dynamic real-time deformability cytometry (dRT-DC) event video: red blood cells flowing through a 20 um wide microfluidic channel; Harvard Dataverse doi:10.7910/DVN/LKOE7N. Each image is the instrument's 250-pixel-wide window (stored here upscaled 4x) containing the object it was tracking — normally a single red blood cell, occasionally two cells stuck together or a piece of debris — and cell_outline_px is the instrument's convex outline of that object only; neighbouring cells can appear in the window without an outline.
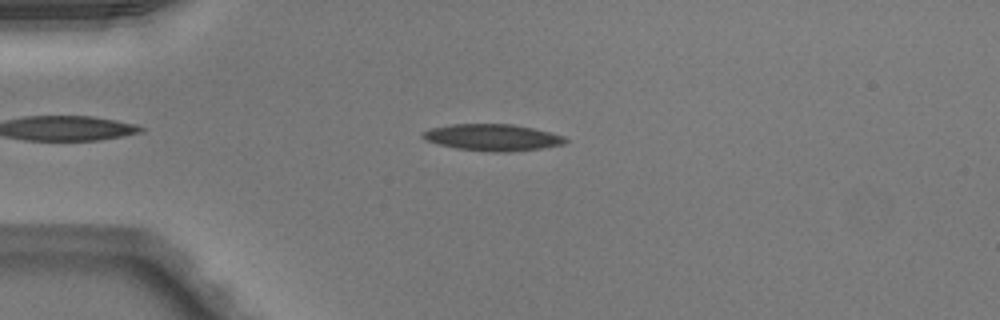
{"species": "Egyptian fruit bat (a non-hibernating species)", "species_latin": "Rousettus aegyptiacus", "temperature_condition": "warm", "stored_images_in_passage": 44, "camera_frame_rate_fps": 3000, "um_per_image_px": 0.085, "animal": {"sex": "male"}, "frame": {"image": 1, "passage_image": 7, "time_ms": 2.0, "image_size_px": [1000, 320], "cell_outline_px": [[568, 140], [564, 144], [540, 148], [512, 152], [492, 152], [456, 148], [424, 140], [420, 136], [420, 132], [432, 128], [448, 124], [512, 124], [532, 128], [564, 136]], "centroid_in_image_um": [41.82, 11.68], "position_along_channel_um": 43.2, "area_um2": 22.14}}
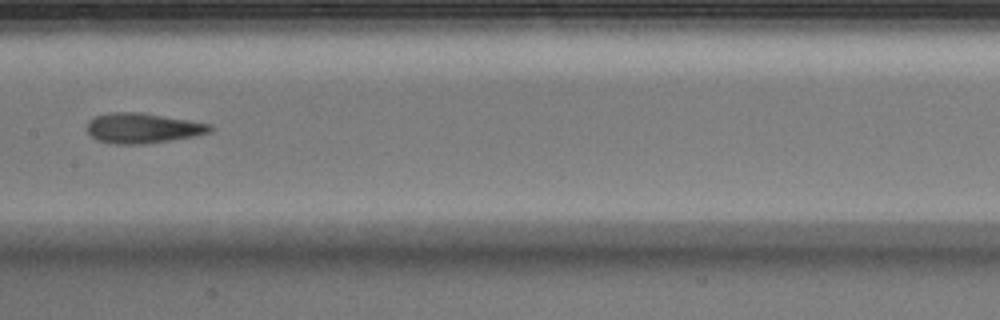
{"frame": {"image": 2, "passage_image": 20, "time_ms": 6.333, "image_size_px": [1000, 320], "cell_outline_px": [[212, 128], [208, 132], [196, 136], [172, 140], [140, 144], [116, 144], [96, 140], [88, 132], [88, 124], [96, 116], [112, 112], [132, 112], [188, 120], [212, 124]], "centroid_in_image_um": [12.14, 10.91], "position_along_channel_um": 195.3, "area_um2": 21.1}}
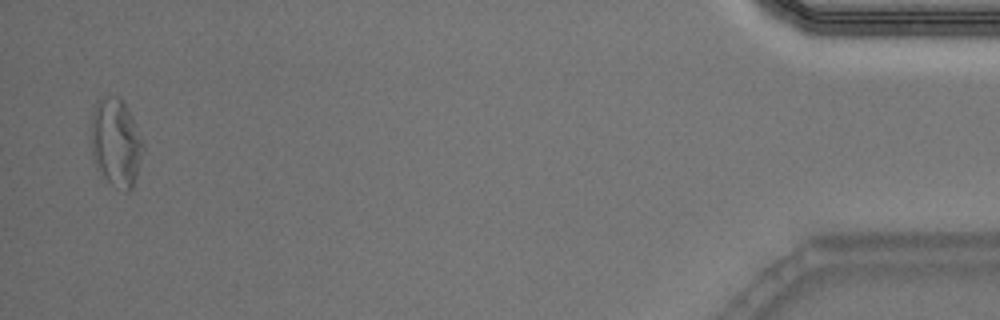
{"frame": {"image": 3, "passage_image": 43, "time_ms": 14.0, "image_size_px": [1000, 320], "cell_outline_px": [[144, 148], [136, 176], [132, 188], [128, 192], [124, 192], [112, 184], [96, 168], [92, 160], [92, 112], [96, 100], [104, 96], [120, 96], [128, 108], [132, 116], [144, 144]], "centroid_in_image_um": [9.85, 12.09], "position_along_channel_um": 425.3, "area_um2": 26.82}, "authors_computed_cell_mechanics": {"area_um2": 21.9351, "velocity_mm_per_s": 4.0653, "shape_relaxation_time_tau1_ms": 5.3146, "shape_relaxation_time_tau2_ms": 1.4161, "deformation_change_tau1": 0.1873, "deformation_change_tau2": 0.1139}}